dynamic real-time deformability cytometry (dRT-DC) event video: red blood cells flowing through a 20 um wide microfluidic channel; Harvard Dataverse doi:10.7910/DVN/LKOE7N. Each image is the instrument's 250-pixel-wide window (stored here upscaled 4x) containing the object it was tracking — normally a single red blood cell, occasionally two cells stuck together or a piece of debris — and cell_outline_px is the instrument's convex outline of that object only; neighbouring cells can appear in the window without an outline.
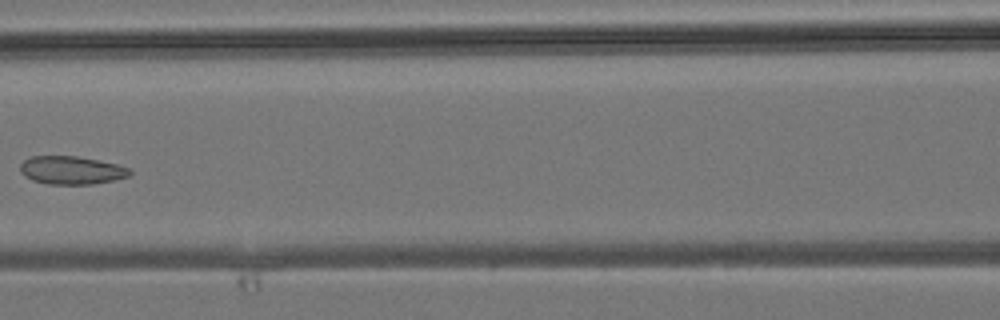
{"species": "common noctule bat (a hibernating species)", "species_latin": "Nyctalus noctula", "temperature_condition": "room temperature", "stored_images_in_passage": 5, "camera_frame_rate_fps": 3000, "um_per_image_px": 0.085, "animal": {"sex": "male", "body_mass_g": 19.2, "forearm_length_mm": 51.8}, "frame": {"image": 1, "passage_image": 5, "time_ms": 6.0, "image_size_px": [1000, 320], "cell_outline_px": [[132, 172], [128, 176], [112, 180], [92, 184], [48, 184], [32, 180], [24, 176], [20, 172], [20, 164], [24, 160], [32, 156], [76, 156], [116, 164], [132, 168]], "centroid_in_image_um": [6.05, 14.47], "position_along_channel_um": 160.5, "area_um2": 17.92}}